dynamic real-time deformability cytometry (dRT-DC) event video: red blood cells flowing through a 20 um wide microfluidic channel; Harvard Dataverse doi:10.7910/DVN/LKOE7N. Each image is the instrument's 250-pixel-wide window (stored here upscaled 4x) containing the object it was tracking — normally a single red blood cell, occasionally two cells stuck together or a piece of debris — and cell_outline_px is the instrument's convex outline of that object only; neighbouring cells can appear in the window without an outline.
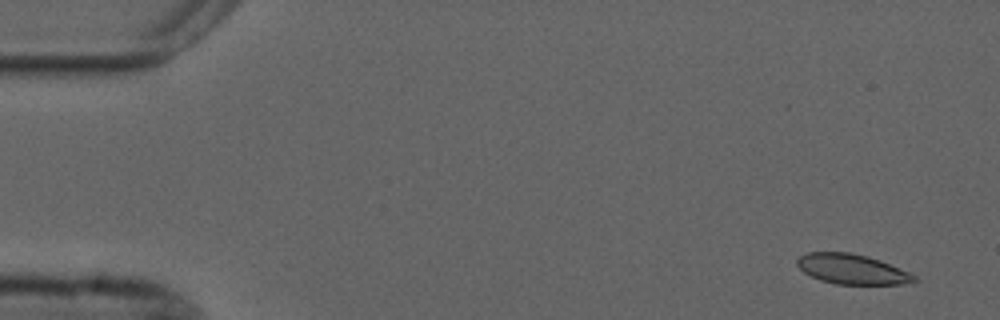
{"species": "common noctule bat (a hibernating species)", "species_latin": "Nyctalus noctula", "temperature_condition": "cold", "stored_images_in_passage": 7, "camera_frame_rate_fps": 3000, "um_per_image_px": 0.085, "animal": {"sex": "male", "forearm_length_mm": 52.5}, "frame": {"image": 1, "passage_image": 1, "time_ms": 0.0, "image_size_px": [1000, 320], "cell_outline_px": [[920, 280], [912, 284], [836, 284], [820, 280], [804, 272], [796, 264], [796, 260], [800, 256], [808, 252], [848, 252], [868, 256], [880, 260], [908, 272], [916, 276]], "centroid_in_image_um": [72.45, 22.88], "position_along_channel_um": 12.6, "area_um2": 20.52}}
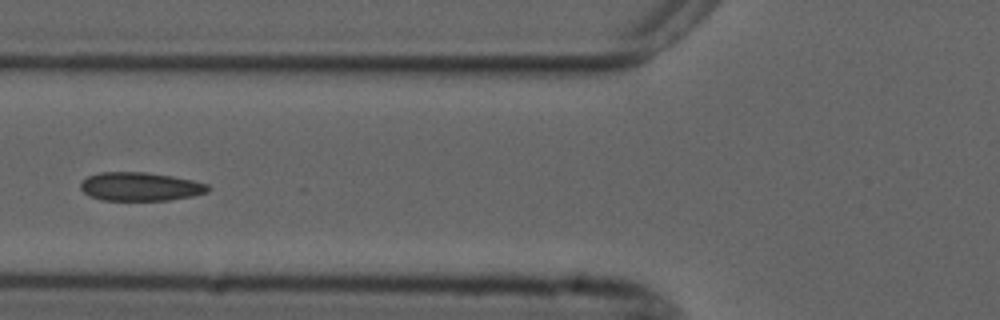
{"frame": {"image": 2, "passage_image": 6, "time_ms": 6.0, "image_size_px": [1000, 320], "cell_outline_px": [[212, 188], [208, 192], [192, 196], [168, 200], [100, 200], [88, 196], [80, 188], [80, 184], [88, 176], [100, 172], [144, 172], [172, 176], [192, 180], [208, 184]], "centroid_in_image_um": [11.93, 15.86], "position_along_channel_um": 113.9, "area_um2": 21.27}}
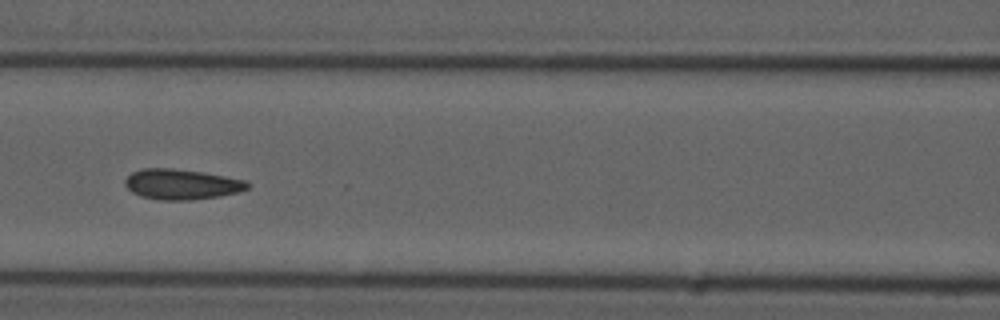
{"frame": {"image": 3, "passage_image": 7, "time_ms": 7.0, "image_size_px": [1000, 320], "cell_outline_px": [[252, 184], [248, 188], [240, 192], [216, 196], [188, 200], [164, 200], [140, 196], [132, 192], [124, 184], [124, 180], [132, 172], [144, 168], [172, 168], [200, 172], [224, 176], [244, 180]], "centroid_in_image_um": [15.42, 15.66], "position_along_channel_um": 151.2, "area_um2": 21.44}}